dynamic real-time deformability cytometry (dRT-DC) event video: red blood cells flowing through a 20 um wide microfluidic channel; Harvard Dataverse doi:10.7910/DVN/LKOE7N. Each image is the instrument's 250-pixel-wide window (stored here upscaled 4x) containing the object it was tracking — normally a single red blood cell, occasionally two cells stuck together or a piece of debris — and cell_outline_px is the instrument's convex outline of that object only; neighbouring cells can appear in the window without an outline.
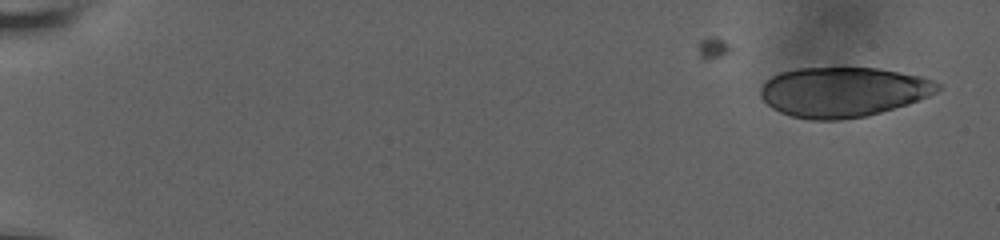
{"species": "human", "species_latin": "Homo sapiens", "temperature_condition": "room temperature", "stored_images_in_passage": 20, "camera_frame_rate_fps": 3000, "um_per_image_px": 0.085, "donor": {"sex": "male"}, "frame": {"image": 1, "passage_image": 1, "time_ms": 0.0, "image_size_px": [1000, 240], "cell_outline_px": [[940, 88], [936, 92], [928, 96], [908, 104], [868, 116], [840, 120], [812, 120], [792, 116], [780, 112], [772, 108], [760, 96], [760, 88], [772, 76], [780, 72], [796, 68], [880, 68], [924, 76], [940, 84]], "centroid_in_image_um": [71.68, 7.81], "position_along_channel_um": 13.3, "area_um2": 51.67}}
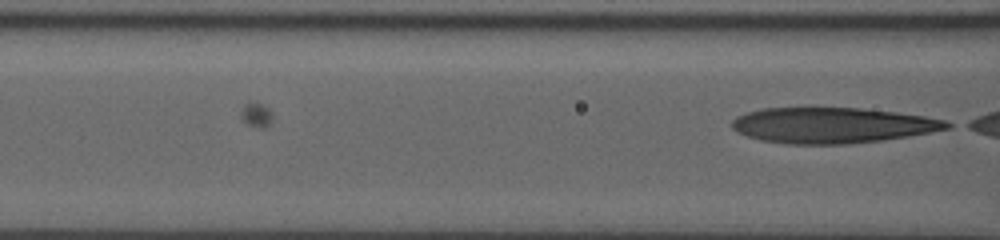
{"frame": {"image": 2, "passage_image": 20, "time_ms": 7.0, "image_size_px": [1000, 240], "cell_outline_px": [[952, 128], [908, 136], [884, 140], [848, 144], [784, 144], [760, 140], [748, 136], [732, 128], [732, 120], [736, 116], [748, 112], [764, 108], [860, 108], [896, 112], [924, 116], [944, 120], [952, 124]], "centroid_in_image_um": [70.76, 10.65], "position_along_channel_um": 95.8, "area_um2": 44.56}}